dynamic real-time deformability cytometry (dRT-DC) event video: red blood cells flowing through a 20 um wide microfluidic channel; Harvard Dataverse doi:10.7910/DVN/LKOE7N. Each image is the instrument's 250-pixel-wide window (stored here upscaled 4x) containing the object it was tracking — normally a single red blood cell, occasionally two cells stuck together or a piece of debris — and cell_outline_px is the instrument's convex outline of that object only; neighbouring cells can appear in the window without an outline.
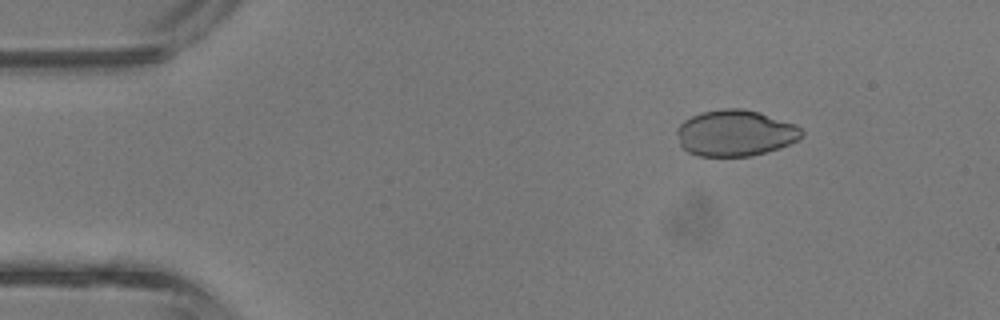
{"species": "common noctule bat (a hibernating species)", "species_latin": "Nyctalus noctula", "temperature_condition": "room temperature", "stored_images_in_passage": 40, "camera_frame_rate_fps": 3000, "um_per_image_px": 0.085, "animal": {"sex": "male", "body_mass_g": 13.3}, "frame": {"image": 1, "passage_image": 4, "time_ms": 1.0, "image_size_px": [1000, 320], "cell_outline_px": [[804, 136], [780, 148], [752, 156], [696, 156], [688, 152], [680, 144], [676, 132], [676, 128], [684, 120], [700, 112], [720, 108], [740, 108], [760, 112], [796, 124], [804, 132]], "centroid_in_image_um": [62.49, 11.3], "position_along_channel_um": 22.5, "area_um2": 33.87}}
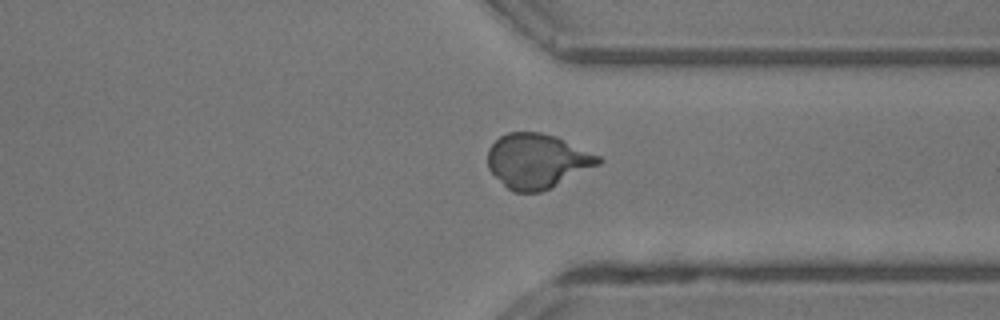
{"frame": {"image": 2, "passage_image": 30, "time_ms": 9.667, "image_size_px": [1000, 320], "cell_outline_px": [[604, 160], [600, 164], [552, 188], [540, 192], [512, 192], [488, 168], [488, 148], [500, 136], [508, 132], [540, 132], [556, 136], [600, 156]], "centroid_in_image_um": [45.68, 13.68], "position_along_channel_um": 365.7, "area_um2": 35.2}}
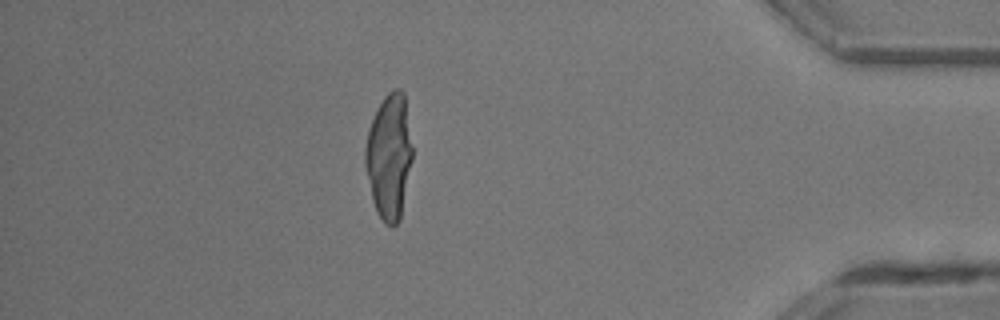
{"frame": {"image": 3, "passage_image": 35, "time_ms": 11.333, "image_size_px": [1000, 320], "cell_outline_px": [[412, 160], [400, 220], [392, 228], [384, 224], [376, 212], [372, 200], [364, 164], [364, 148], [368, 132], [372, 120], [384, 96], [392, 88], [400, 88], [404, 92], [412, 148]], "centroid_in_image_um": [33.07, 13.33], "position_along_channel_um": 402.1, "area_um2": 34.56}}